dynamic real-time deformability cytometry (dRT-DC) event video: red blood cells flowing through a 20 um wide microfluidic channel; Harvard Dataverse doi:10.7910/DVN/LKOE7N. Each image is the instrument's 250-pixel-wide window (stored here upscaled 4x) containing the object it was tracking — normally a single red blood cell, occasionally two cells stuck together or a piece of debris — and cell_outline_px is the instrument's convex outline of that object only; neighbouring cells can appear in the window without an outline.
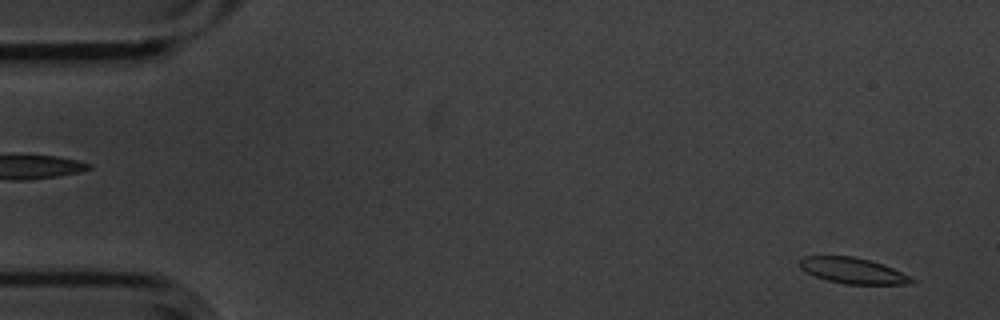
{"species": "common noctule bat (a hibernating species)", "species_latin": "Nyctalus noctula", "temperature_condition": "cold", "stored_images_in_passage": 5, "camera_frame_rate_fps": 3000, "um_per_image_px": 0.085, "animal": {"sex": "male", "body_mass_g": 20.1, "forearm_length_mm": 53.5}, "frame": {"image": 1, "passage_image": 5, "time_ms": 1.333, "image_size_px": [1000, 320], "cell_outline_px": [[920, 280], [916, 284], [844, 284], [828, 280], [816, 276], [800, 268], [800, 260], [804, 256], [852, 256], [868, 260], [892, 268]], "centroid_in_image_um": [72.57, 23.02], "position_along_channel_um": 12.4, "area_um2": 16.76}}